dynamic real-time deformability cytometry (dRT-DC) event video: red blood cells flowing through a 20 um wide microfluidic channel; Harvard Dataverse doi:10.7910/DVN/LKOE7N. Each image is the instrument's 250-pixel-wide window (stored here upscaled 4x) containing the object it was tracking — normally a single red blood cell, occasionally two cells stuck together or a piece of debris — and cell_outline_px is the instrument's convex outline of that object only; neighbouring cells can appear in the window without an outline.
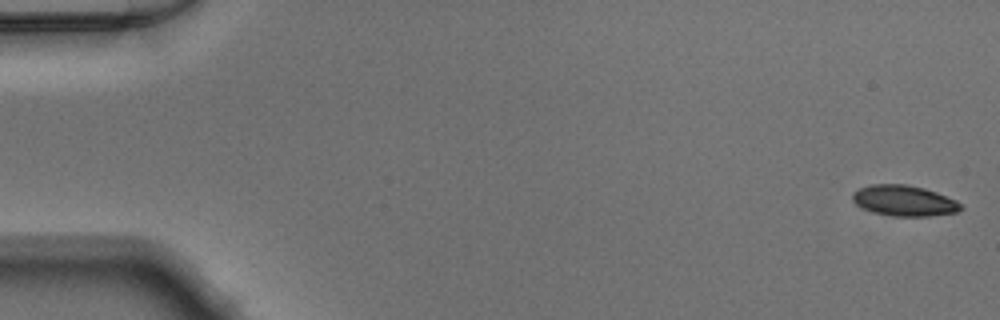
{"species": "Egyptian fruit bat (a non-hibernating species)", "species_latin": "Rousettus aegyptiacus", "temperature_condition": "warm", "stored_images_in_passage": 50, "camera_frame_rate_fps": 3000, "um_per_image_px": 0.085, "animal": {"sex": "male"}, "frame": {"image": 1, "passage_image": 1, "time_ms": 0.0, "image_size_px": [1000, 320], "cell_outline_px": [[964, 208], [956, 212], [928, 216], [896, 216], [872, 212], [856, 204], [852, 200], [852, 192], [856, 188], [868, 184], [904, 184], [924, 188], [936, 192], [956, 200], [964, 204]], "centroid_in_image_um": [76.84, 17.04], "position_along_channel_um": 8.2, "area_um2": 19.54}}
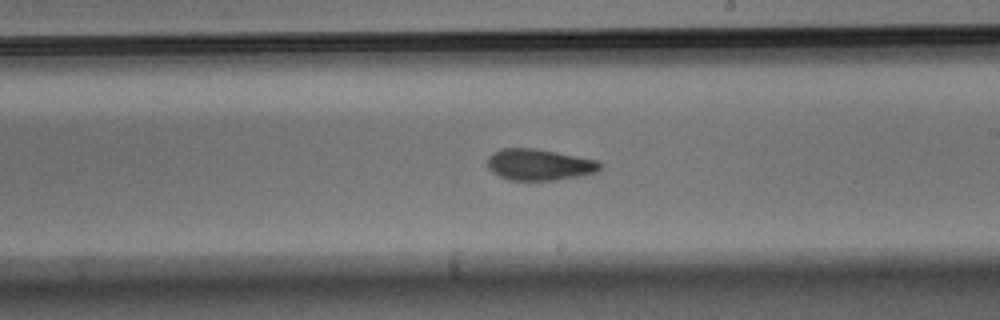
{"frame": {"image": 2, "passage_image": 29, "time_ms": 9.333, "image_size_px": [1000, 320], "cell_outline_px": [[604, 168], [600, 172], [580, 176], [556, 180], [508, 180], [492, 172], [488, 168], [488, 156], [492, 152], [500, 148], [536, 148], [600, 160], [604, 164]], "centroid_in_image_um": [45.91, 13.99], "position_along_channel_um": 243.1, "area_um2": 21.1}}
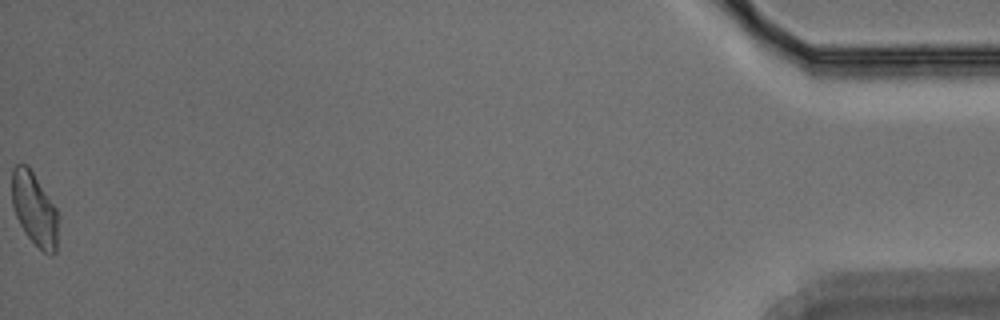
{"frame": {"image": 3, "passage_image": 50, "time_ms": 16.333, "image_size_px": [1000, 320], "cell_outline_px": [[56, 252], [52, 256], [44, 252], [24, 232], [16, 216], [12, 204], [12, 168], [16, 164], [28, 164], [56, 208]], "centroid_in_image_um": [2.89, 17.73], "position_along_channel_um": 432.3, "area_um2": 19.36}}